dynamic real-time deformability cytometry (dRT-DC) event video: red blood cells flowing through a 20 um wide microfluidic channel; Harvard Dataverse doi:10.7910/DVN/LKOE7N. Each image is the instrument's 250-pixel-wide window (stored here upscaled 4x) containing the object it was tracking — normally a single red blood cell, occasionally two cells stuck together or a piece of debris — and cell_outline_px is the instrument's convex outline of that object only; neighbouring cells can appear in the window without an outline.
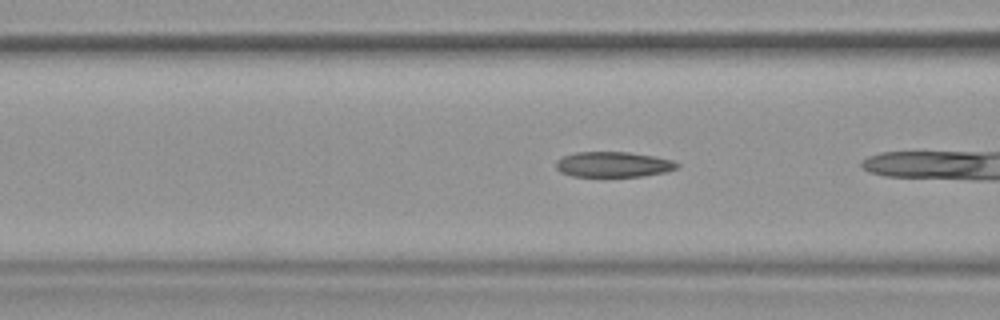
{"species": "common noctule bat (a hibernating species)", "species_latin": "Nyctalus noctula", "temperature_condition": "warm", "stored_images_in_passage": 5, "segment_of_instrument_passage": [2, 2], "camera_frame_rate_fps": 3000, "um_per_image_px": 0.085, "animal": {"sex": "female", "body_mass_g": 19.9}, "frame": {"image": 1, "passage_image": 4, "time_ms": 1.0, "image_size_px": [1000, 320], "cell_outline_px": [[680, 164], [676, 168], [668, 172], [644, 176], [572, 176], [560, 172], [556, 168], [556, 160], [564, 156], [576, 152], [628, 152], [656, 156], [672, 160]], "centroid_in_image_um": [52.15, 13.97], "position_along_channel_um": 114.4, "area_um2": 17.98}}